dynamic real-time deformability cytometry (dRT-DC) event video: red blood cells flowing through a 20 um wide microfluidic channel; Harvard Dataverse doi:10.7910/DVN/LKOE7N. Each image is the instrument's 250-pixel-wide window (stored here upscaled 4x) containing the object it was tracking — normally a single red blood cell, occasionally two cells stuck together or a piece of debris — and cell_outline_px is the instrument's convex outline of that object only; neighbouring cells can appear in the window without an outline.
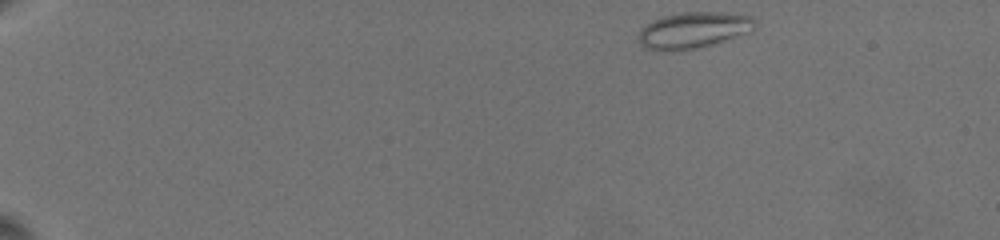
{"species": "common noctule bat (a hibernating species)", "species_latin": "Nyctalus noctula", "temperature_condition": "warm", "stored_images_in_passage": 111, "camera_frame_rate_fps": 3000, "um_per_image_px": 0.085, "animal": {"sex": "female", "body_mass_g": 19.5, "forearm_length_mm": 54.1}, "frame": {"image": 1, "passage_image": 1, "time_ms": 0.0, "image_size_px": [1000, 240], "cell_outline_px": [[756, 24], [752, 32], [708, 44], [692, 48], [664, 52], [644, 48], [640, 44], [640, 28], [652, 20], [664, 16], [680, 12], [720, 12], [752, 16]], "centroid_in_image_um": [58.92, 2.55], "position_along_channel_um": 26.1, "area_um2": 24.33}}
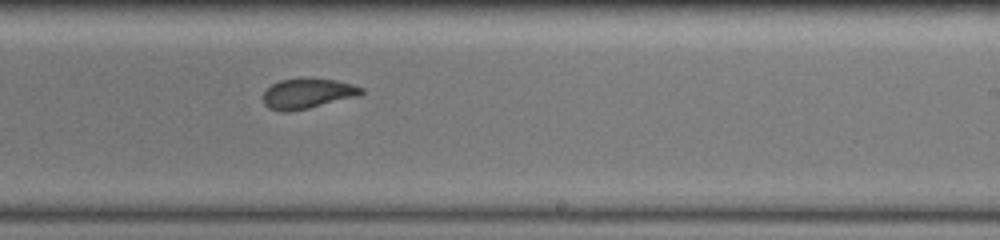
{"frame": {"image": 2, "passage_image": 63, "time_ms": 11.0, "image_size_px": [1000, 240], "cell_outline_px": [[364, 92], [356, 96], [308, 108], [288, 112], [280, 112], [268, 108], [264, 104], [264, 92], [272, 84], [280, 80], [308, 76], [336, 80], [352, 84], [364, 88]], "centroid_in_image_um": [26.12, 7.92], "position_along_channel_um": 262.9, "area_um2": 17.46}}
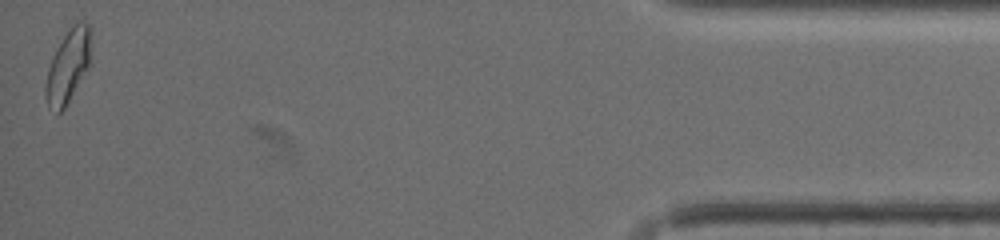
{"frame": {"image": 3, "passage_image": 109, "time_ms": 18.0, "image_size_px": [1000, 240], "cell_outline_px": [[92, 28], [88, 64], [64, 108], [60, 112], [56, 112], [48, 108], [44, 92], [44, 88], [48, 68], [52, 56], [56, 48], [64, 36], [76, 24], [88, 24]], "centroid_in_image_um": [5.73, 5.65], "position_along_channel_um": 429.5, "area_um2": 18.5}, "authors_computed_cell_mechanics": {"area_um2": 17.8024, "velocity_mm_per_s": 3.3864, "shape_relaxation_time_tau1_ms": 5.8599, "shape_relaxation_time_tau2_ms": 1.2917, "deformation_change_tau1": 0.1752, "deformation_change_tau2": 0.078}}